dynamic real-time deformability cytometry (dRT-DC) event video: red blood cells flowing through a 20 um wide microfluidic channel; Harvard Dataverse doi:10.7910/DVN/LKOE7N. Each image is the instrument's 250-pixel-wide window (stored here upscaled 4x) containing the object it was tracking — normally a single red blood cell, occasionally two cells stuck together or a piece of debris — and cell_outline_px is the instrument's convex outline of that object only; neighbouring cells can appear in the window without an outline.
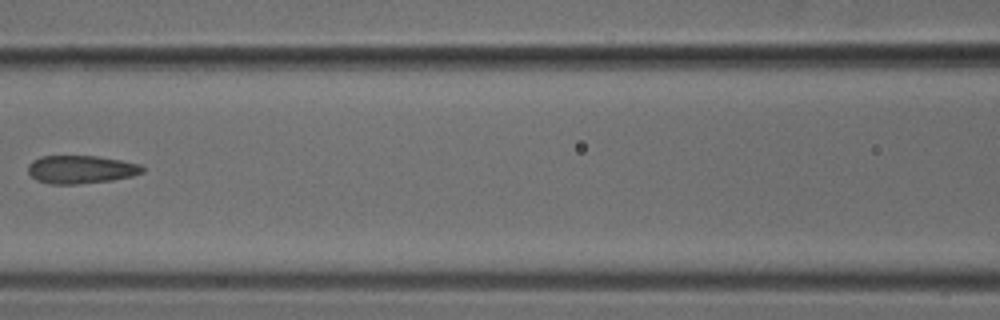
{"species": "common noctule bat (a hibernating species)", "species_latin": "Nyctalus noctula", "temperature_condition": "cold", "stored_images_in_passage": 7, "camera_frame_rate_fps": 3000, "um_per_image_px": 0.085, "animal": {"sex": "male", "body_mass_g": 18.8}, "frame": {"image": 1, "passage_image": 7, "time_ms": 2.0, "image_size_px": [1000, 320], "cell_outline_px": [[144, 172], [132, 176], [112, 180], [80, 184], [52, 184], [36, 180], [28, 172], [28, 164], [32, 160], [40, 156], [96, 156], [120, 160], [140, 164], [144, 168]], "centroid_in_image_um": [6.87, 14.4], "position_along_channel_um": 159.7, "area_um2": 18.79}}